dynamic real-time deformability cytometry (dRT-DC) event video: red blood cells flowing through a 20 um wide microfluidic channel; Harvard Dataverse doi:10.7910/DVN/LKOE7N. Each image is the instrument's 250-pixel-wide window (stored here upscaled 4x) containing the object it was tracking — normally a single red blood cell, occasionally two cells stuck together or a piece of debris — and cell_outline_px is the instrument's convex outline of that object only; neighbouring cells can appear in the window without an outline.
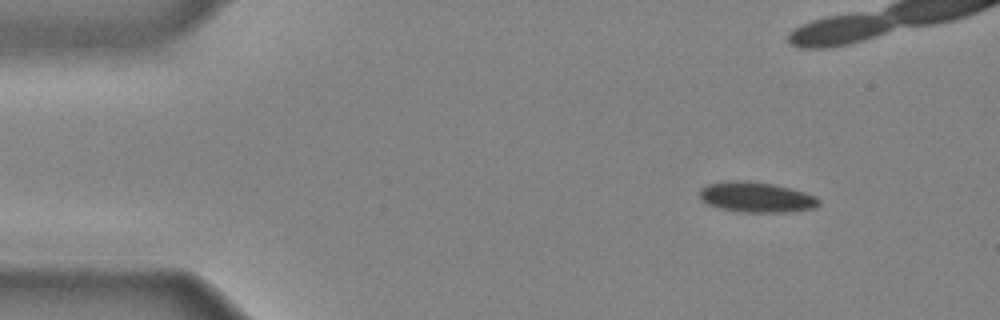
{"species": "common noctule bat (a hibernating species)", "species_latin": "Nyctalus noctula", "temperature_condition": "cold", "stored_images_in_passage": 36, "camera_frame_rate_fps": 3000, "um_per_image_px": 0.085, "animal": {"sex": "male", "body_mass_g": 20.4}, "frame": {"image": 1, "passage_image": 5, "time_ms": 1.333, "image_size_px": [1000, 320], "cell_outline_px": [[820, 204], [816, 208], [784, 212], [744, 212], [720, 208], [708, 204], [700, 200], [700, 188], [708, 184], [724, 180], [748, 180], [772, 184], [792, 188], [816, 196], [820, 200]], "centroid_in_image_um": [64.29, 16.74], "position_along_channel_um": 20.7, "area_um2": 21.27}}
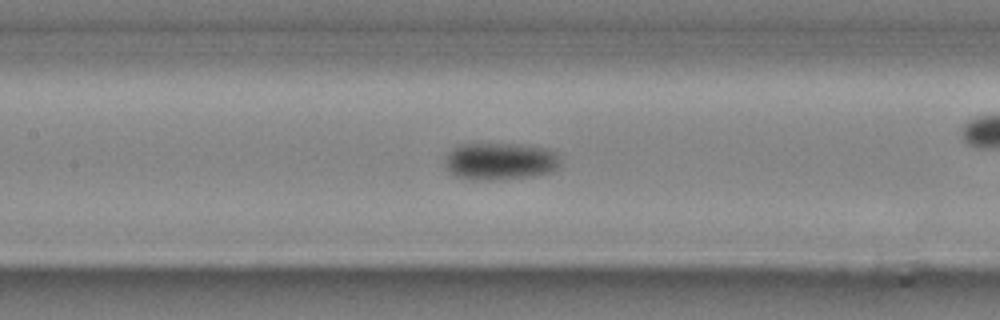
{"frame": {"image": 2, "passage_image": 20, "time_ms": 6.333, "image_size_px": [1000, 320], "cell_outline_px": [[560, 164], [552, 172], [536, 176], [488, 180], [472, 180], [456, 176], [448, 168], [444, 160], [444, 156], [452, 148], [460, 144], [520, 144], [544, 148], [556, 152], [560, 156]], "centroid_in_image_um": [42.52, 13.71], "position_along_channel_um": 164.9, "area_um2": 25.2}}
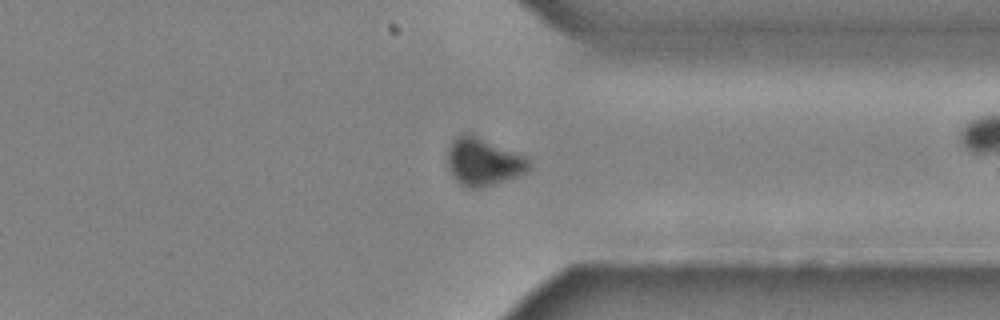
{"frame": {"image": 3, "passage_image": 34, "time_ms": 11.0, "image_size_px": [1000, 320], "cell_outline_px": [[528, 172], [520, 176], [480, 188], [468, 188], [460, 184], [452, 176], [448, 168], [448, 148], [452, 140], [460, 132], [464, 132], [476, 136], [524, 156], [528, 160]], "centroid_in_image_um": [41.04, 13.77], "position_along_channel_um": 370.4, "area_um2": 22.43}}